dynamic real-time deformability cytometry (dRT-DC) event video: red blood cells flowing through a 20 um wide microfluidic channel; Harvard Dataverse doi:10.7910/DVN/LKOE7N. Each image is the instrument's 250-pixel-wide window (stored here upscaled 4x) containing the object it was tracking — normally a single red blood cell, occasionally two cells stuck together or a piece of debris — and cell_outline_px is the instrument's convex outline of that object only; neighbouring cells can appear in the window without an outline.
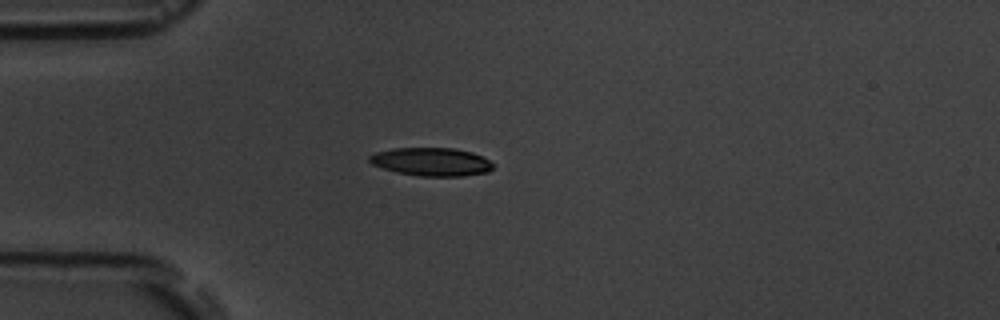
{"species": "common noctule bat (a hibernating species)", "species_latin": "Nyctalus noctula", "temperature_condition": "room temperature", "stored_images_in_passage": 2, "camera_frame_rate_fps": 3000, "um_per_image_px": 0.085, "animal": {"sex": "male", "body_mass_g": 19.5, "forearm_length_mm": 54.6}, "frame": {"image": 1, "passage_image": 1, "time_ms": 0.0, "image_size_px": [1000, 320], "cell_outline_px": [[492, 168], [488, 172], [464, 176], [420, 176], [396, 172], [372, 164], [368, 160], [368, 156], [376, 152], [392, 148], [452, 148], [472, 152], [488, 160], [492, 164]], "centroid_in_image_um": [36.64, 13.75], "position_along_channel_um": 48.4, "area_um2": 20.23}}